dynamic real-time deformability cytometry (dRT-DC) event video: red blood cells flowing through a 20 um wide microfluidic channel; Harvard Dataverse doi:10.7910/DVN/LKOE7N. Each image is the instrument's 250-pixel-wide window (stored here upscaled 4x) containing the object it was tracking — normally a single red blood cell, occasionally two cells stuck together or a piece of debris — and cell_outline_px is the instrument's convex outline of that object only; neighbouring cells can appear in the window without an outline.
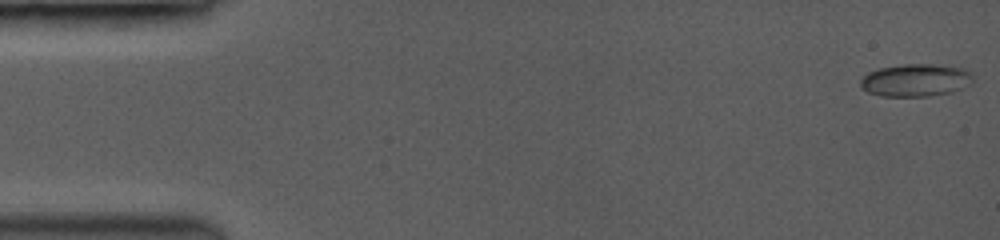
{"species": "common noctule bat (a hibernating species)", "species_latin": "Nyctalus noctula", "temperature_condition": "room temperature", "stored_images_in_passage": 43, "camera_frame_rate_fps": 3500, "um_per_image_px": 0.085, "animal": {"sex": "female", "body_mass_g": 19.0, "forearm_length_mm": 53.3}, "frame": {"image": 1, "passage_image": 1, "time_ms": 0.0, "image_size_px": [1000, 240], "cell_outline_px": [[972, 80], [968, 84], [952, 92], [928, 96], [880, 96], [868, 92], [860, 88], [860, 80], [868, 72], [880, 68], [904, 64], [960, 64], [968, 68], [972, 72]], "centroid_in_image_um": [77.88, 6.78], "position_along_channel_um": 7.1, "area_um2": 21.85}}
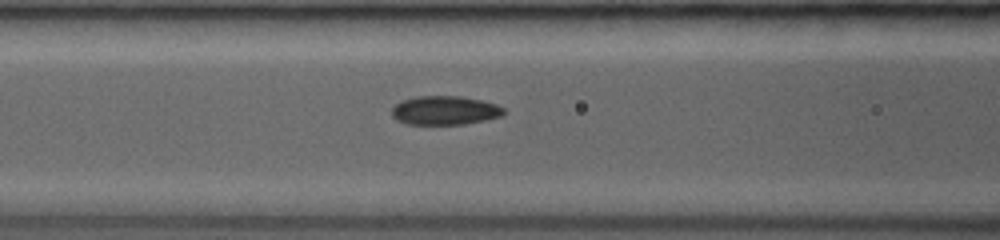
{"frame": {"image": 2, "passage_image": 19, "time_ms": 5.143, "image_size_px": [1000, 240], "cell_outline_px": [[504, 112], [500, 116], [484, 120], [464, 124], [408, 124], [396, 120], [392, 116], [392, 108], [396, 104], [404, 100], [420, 96], [456, 96], [480, 100], [504, 108]], "centroid_in_image_um": [37.77, 9.39], "position_along_channel_um": 128.8, "area_um2": 18.44}}
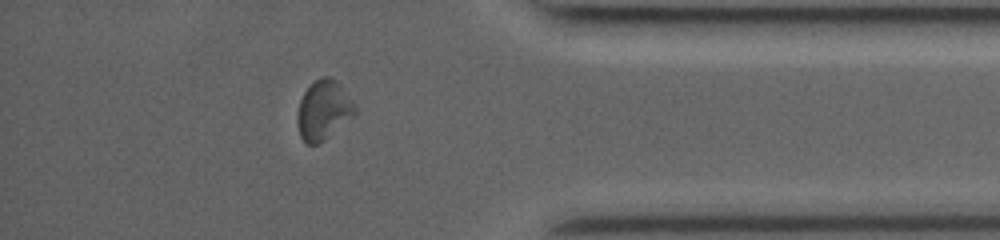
{"frame": {"image": 3, "passage_image": 37, "time_ms": 10.286, "image_size_px": [1000, 240], "cell_outline_px": [[356, 112], [352, 116], [324, 140], [316, 144], [308, 144], [300, 136], [296, 120], [296, 116], [300, 100], [304, 92], [320, 76], [328, 76], [336, 80], [340, 84], [356, 104]], "centroid_in_image_um": [27.49, 9.34], "position_along_channel_um": 407.7, "area_um2": 19.77}}